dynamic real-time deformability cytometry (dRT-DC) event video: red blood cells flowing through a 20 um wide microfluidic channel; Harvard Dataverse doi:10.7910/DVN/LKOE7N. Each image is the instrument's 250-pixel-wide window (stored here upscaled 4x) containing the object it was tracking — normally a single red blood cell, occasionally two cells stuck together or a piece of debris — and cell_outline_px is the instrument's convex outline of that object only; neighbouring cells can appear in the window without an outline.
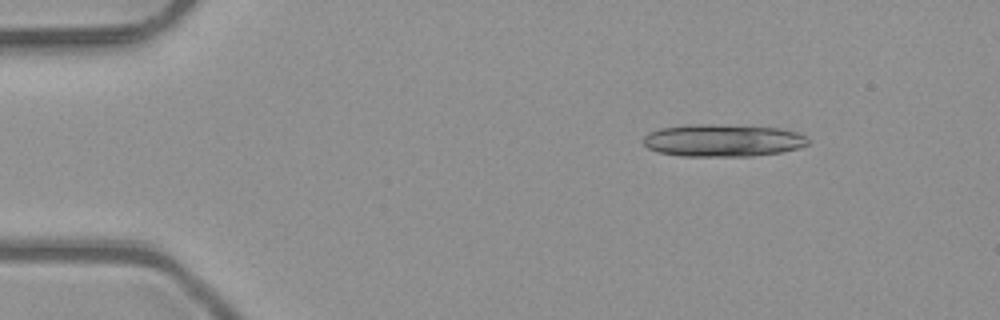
{"species": "common noctule bat (a hibernating species)", "species_latin": "Nyctalus noctula", "temperature_condition": "room temperature", "stored_images_in_passage": 4, "camera_frame_rate_fps": 3000, "um_per_image_px": 0.085, "animal": {"sex": "male", "body_mass_g": 23.1, "forearm_length_mm": 52.7}, "frame": {"image": 1, "passage_image": 1, "time_ms": 0.0, "image_size_px": [1000, 320], "cell_outline_px": [[808, 144], [800, 148], [780, 152], [752, 156], [680, 156], [656, 152], [648, 148], [644, 144], [644, 136], [648, 132], [660, 128], [684, 124], [716, 124], [780, 128], [796, 132], [808, 136]], "centroid_in_image_um": [61.42, 11.93], "position_along_channel_um": 23.6, "area_um2": 31.44}}